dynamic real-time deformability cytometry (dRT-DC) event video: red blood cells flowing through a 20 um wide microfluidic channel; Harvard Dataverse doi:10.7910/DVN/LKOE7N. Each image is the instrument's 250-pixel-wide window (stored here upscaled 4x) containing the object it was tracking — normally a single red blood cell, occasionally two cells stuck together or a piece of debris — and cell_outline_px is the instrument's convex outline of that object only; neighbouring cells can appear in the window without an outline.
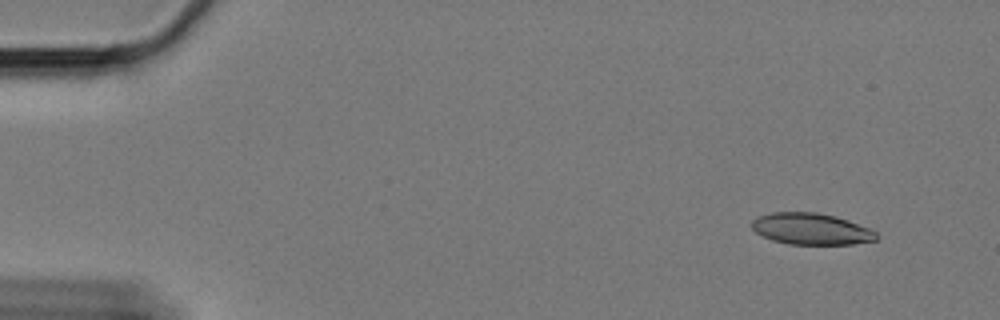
{"species": "Egyptian fruit bat (a non-hibernating species)", "species_latin": "Rousettus aegyptiacus", "temperature_condition": "cold", "stored_images_in_passage": 56, "camera_frame_rate_fps": 3000, "um_per_image_px": 0.085, "animal": {"sex": "female"}, "frame": {"image": 1, "passage_image": 1, "time_ms": 0.0, "image_size_px": [1000, 320], "cell_outline_px": [[880, 236], [876, 240], [852, 244], [788, 244], [772, 240], [756, 232], [752, 228], [752, 220], [760, 216], [772, 212], [816, 212], [836, 216], [848, 220], [868, 228], [876, 232]], "centroid_in_image_um": [68.97, 19.46], "position_along_channel_um": 16.0, "area_um2": 22.77}}
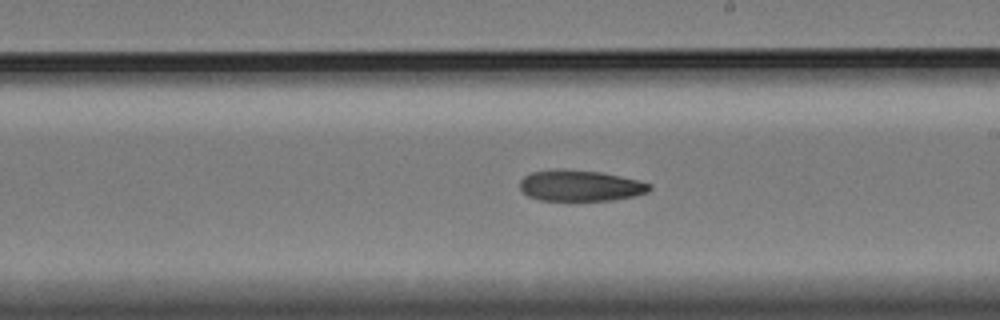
{"frame": {"image": 2, "passage_image": 31, "time_ms": 10.0, "image_size_px": [1000, 320], "cell_outline_px": [[652, 188], [648, 192], [636, 196], [612, 200], [540, 200], [528, 196], [520, 188], [520, 180], [524, 176], [532, 172], [600, 172], [620, 176], [652, 184]], "centroid_in_image_um": [49.39, 15.83], "position_along_channel_um": 239.6, "area_um2": 22.48}}
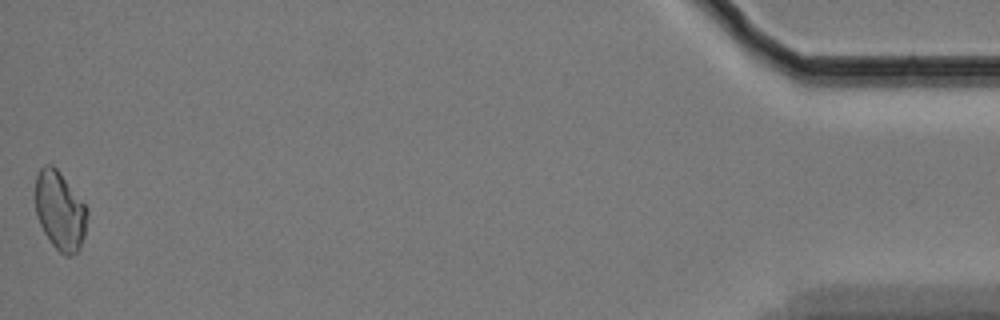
{"frame": {"image": 3, "passage_image": 56, "time_ms": 18.333, "image_size_px": [1000, 320], "cell_outline_px": [[88, 216], [84, 236], [80, 248], [72, 256], [64, 256], [52, 244], [44, 232], [36, 216], [36, 176], [40, 168], [44, 164], [52, 164], [56, 168], [88, 208]], "centroid_in_image_um": [5.1, 17.93], "position_along_channel_um": 430.1, "area_um2": 23.76}}